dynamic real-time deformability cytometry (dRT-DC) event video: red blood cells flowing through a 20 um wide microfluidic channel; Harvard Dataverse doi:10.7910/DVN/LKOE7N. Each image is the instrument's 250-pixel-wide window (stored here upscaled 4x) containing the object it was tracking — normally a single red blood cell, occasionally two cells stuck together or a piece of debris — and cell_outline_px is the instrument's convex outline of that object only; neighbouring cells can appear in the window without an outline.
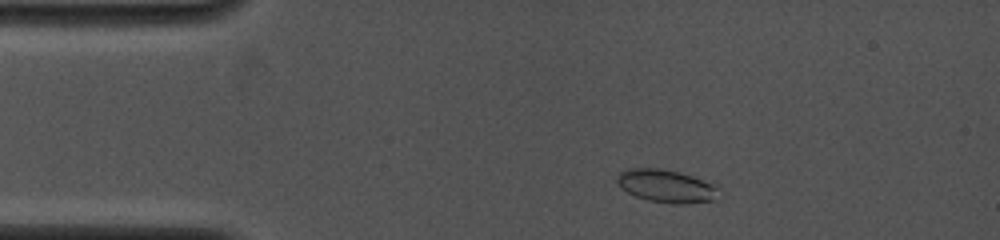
{"species": "common noctule bat (a hibernating species)", "species_latin": "Nyctalus noctula", "temperature_condition": "cold", "stored_images_in_passage": 6, "camera_frame_rate_fps": 4000, "um_per_image_px": 0.085, "animal": {"sex": "female", "body_mass_g": 19.0, "forearm_length_mm": 53.3}, "frame": {"image": 1, "passage_image": 3, "time_ms": 1.25, "image_size_px": [1000, 240], "cell_outline_px": [[720, 184], [716, 200], [688, 204], [672, 204], [648, 200], [636, 196], [620, 188], [616, 180], [616, 176], [620, 172], [628, 168], [660, 168], [680, 172]], "centroid_in_image_um": [56.69, 15.81], "position_along_channel_um": 28.3, "area_um2": 20.0}}